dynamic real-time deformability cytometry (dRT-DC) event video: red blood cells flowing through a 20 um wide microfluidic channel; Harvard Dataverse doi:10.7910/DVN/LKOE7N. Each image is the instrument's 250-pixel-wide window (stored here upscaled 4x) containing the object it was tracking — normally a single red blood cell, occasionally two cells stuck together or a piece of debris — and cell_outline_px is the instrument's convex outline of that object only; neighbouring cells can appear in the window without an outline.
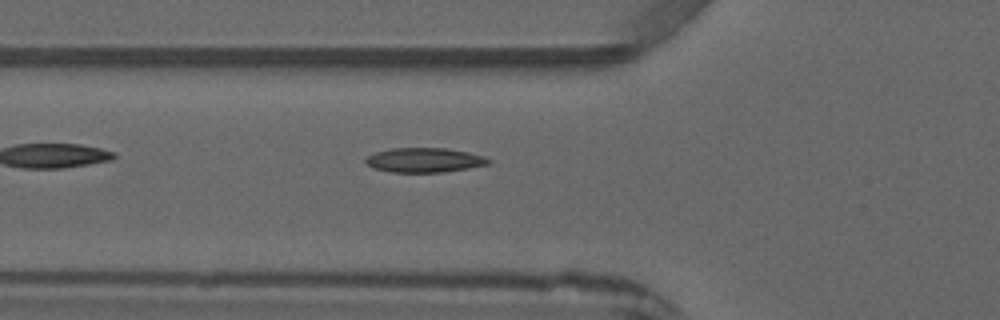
{"species": "common noctule bat (a hibernating species)", "species_latin": "Nyctalus noctula", "temperature_condition": "warm", "stored_images_in_passage": 3, "camera_frame_rate_fps": 3000, "um_per_image_px": 0.085, "animal": {"sex": "male", "forearm_length_mm": 52.5}, "frame": {"image": 1, "passage_image": 3, "time_ms": 2.333, "image_size_px": [1000, 320], "cell_outline_px": [[492, 160], [488, 164], [468, 168], [444, 172], [392, 172], [372, 168], [364, 160], [368, 156], [376, 152], [392, 148], [444, 148], [468, 152], [484, 156]], "centroid_in_image_um": [36.08, 13.61], "position_along_channel_um": 89.7, "area_um2": 17.46}}